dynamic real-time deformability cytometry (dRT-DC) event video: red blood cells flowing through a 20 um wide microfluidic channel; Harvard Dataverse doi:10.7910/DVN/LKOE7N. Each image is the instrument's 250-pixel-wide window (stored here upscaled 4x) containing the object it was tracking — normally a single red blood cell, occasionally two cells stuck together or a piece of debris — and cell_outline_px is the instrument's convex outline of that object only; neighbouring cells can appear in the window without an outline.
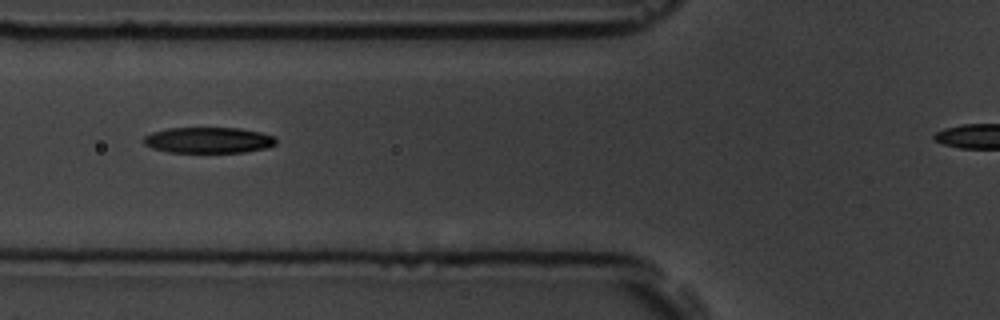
{"species": "common noctule bat (a hibernating species)", "species_latin": "Nyctalus noctula", "temperature_condition": "room temperature", "stored_images_in_passage": 6, "segment_of_instrument_passage": [1, 2], "camera_frame_rate_fps": 3000, "um_per_image_px": 0.085, "animal": {"sex": "male", "body_mass_g": 19.5, "forearm_length_mm": 54.6}, "frame": {"image": 1, "passage_image": 4, "time_ms": 3.333, "image_size_px": [1000, 320], "cell_outline_px": [[276, 144], [268, 148], [244, 152], [168, 152], [152, 148], [144, 144], [140, 140], [144, 136], [152, 132], [168, 128], [240, 128], [260, 132], [276, 136]], "centroid_in_image_um": [17.71, 11.91], "position_along_channel_um": 108.1, "area_um2": 20.17}}
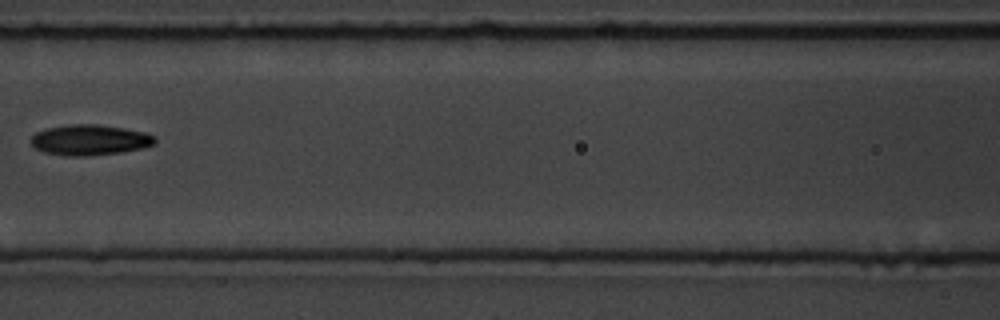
{"frame": {"image": 2, "passage_image": 5, "time_ms": 4.667, "image_size_px": [1000, 320], "cell_outline_px": [[156, 140], [152, 144], [140, 148], [120, 152], [88, 156], [72, 156], [44, 152], [36, 148], [32, 144], [32, 136], [36, 132], [48, 128], [72, 124], [96, 124], [124, 128], [144, 132], [152, 136]], "centroid_in_image_um": [7.6, 11.89], "position_along_channel_um": 159.0, "area_um2": 21.62}}